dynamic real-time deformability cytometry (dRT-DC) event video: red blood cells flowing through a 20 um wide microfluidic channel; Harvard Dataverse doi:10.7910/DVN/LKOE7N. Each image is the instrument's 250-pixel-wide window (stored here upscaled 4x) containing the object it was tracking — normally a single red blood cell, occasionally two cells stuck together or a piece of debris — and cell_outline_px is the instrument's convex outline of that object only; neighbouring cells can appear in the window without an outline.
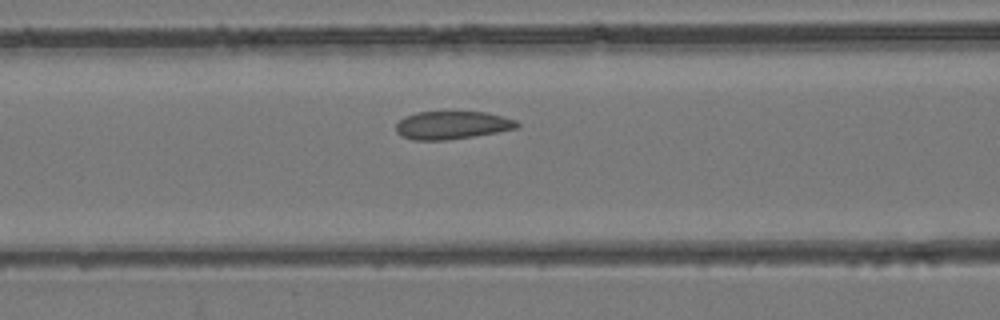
{"species": "common noctule bat (a hibernating species)", "species_latin": "Nyctalus noctula", "temperature_condition": "room temperature", "stored_images_in_passage": 34, "camera_frame_rate_fps": 3000, "um_per_image_px": 0.085, "animal": {"sex": "female", "body_mass_g": 24.6, "forearm_length_mm": 56.2}, "frame": {"image": 1, "passage_image": 8, "time_ms": 2.333, "image_size_px": [1000, 320], "cell_outline_px": [[520, 128], [448, 140], [412, 140], [400, 136], [396, 132], [396, 124], [404, 116], [416, 112], [484, 112], [516, 120], [520, 124]], "centroid_in_image_um": [38.4, 10.64], "position_along_channel_um": 128.2, "area_um2": 19.77}}
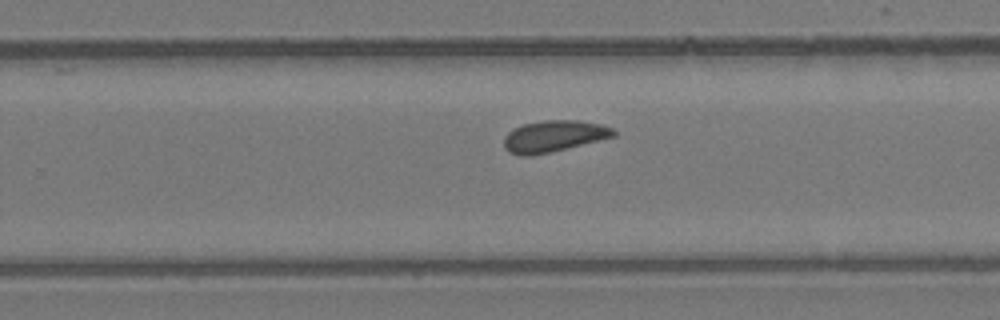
{"frame": {"image": 2, "passage_image": 18, "time_ms": 5.667, "image_size_px": [1000, 320], "cell_outline_px": [[616, 136], [532, 156], [520, 156], [508, 152], [504, 148], [504, 136], [512, 128], [524, 124], [540, 120], [576, 120], [604, 124], [612, 128], [616, 132]], "centroid_in_image_um": [47.04, 11.57], "position_along_channel_um": 282.8, "area_um2": 20.23}}
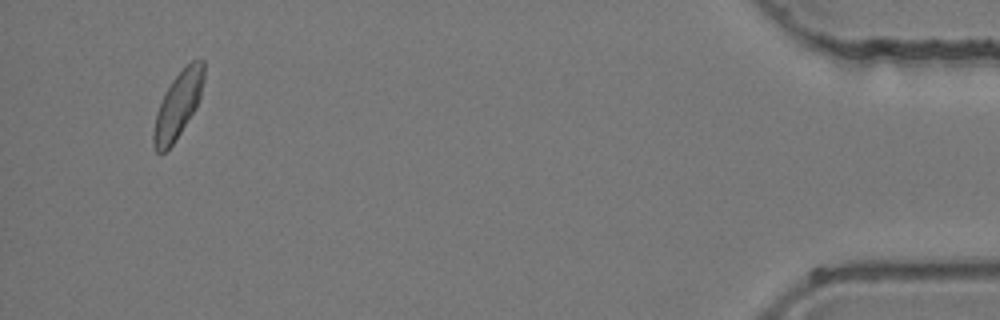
{"frame": {"image": 3, "passage_image": 32, "time_ms": 10.333, "image_size_px": [1000, 320], "cell_outline_px": [[204, 80], [200, 96], [196, 108], [172, 144], [164, 152], [156, 152], [152, 144], [152, 132], [156, 112], [164, 92], [172, 80], [192, 60], [204, 60]], "centroid_in_image_um": [15.1, 8.93], "position_along_channel_um": 420.1, "area_um2": 19.25}}